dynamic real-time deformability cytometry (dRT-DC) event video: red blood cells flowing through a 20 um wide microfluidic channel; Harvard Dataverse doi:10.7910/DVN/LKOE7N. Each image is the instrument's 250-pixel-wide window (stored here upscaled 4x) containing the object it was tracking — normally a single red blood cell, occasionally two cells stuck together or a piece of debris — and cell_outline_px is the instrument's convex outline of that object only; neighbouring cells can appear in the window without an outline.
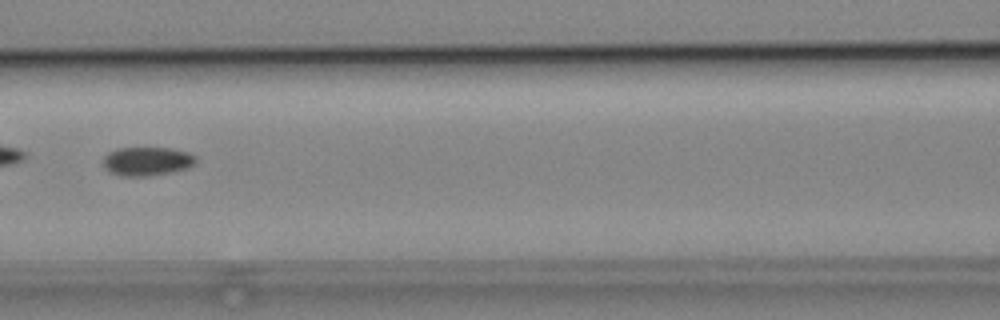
{"species": "common noctule bat (a hibernating species)", "species_latin": "Nyctalus noctula", "temperature_condition": "cold", "stored_images_in_passage": 8, "camera_frame_rate_fps": 3000, "um_per_image_px": 0.085, "animal": {"sex": "male", "body_mass_g": 19.2, "forearm_length_mm": 51.8}, "frame": {"image": 1, "passage_image": 5, "time_ms": 5.667, "image_size_px": [1000, 320], "cell_outline_px": [[196, 164], [188, 168], [148, 176], [120, 176], [108, 172], [104, 168], [104, 156], [108, 152], [116, 148], [172, 148], [188, 152], [196, 156]], "centroid_in_image_um": [12.49, 13.7], "position_along_channel_um": 154.1, "area_um2": 15.66}}
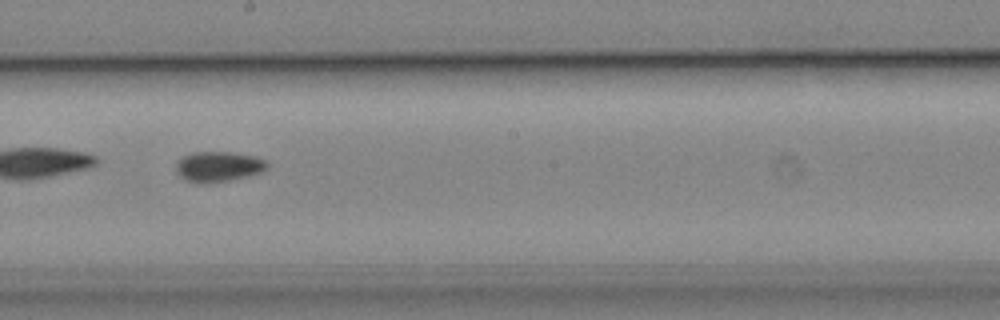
{"frame": {"image": 2, "passage_image": 7, "time_ms": 7.667, "image_size_px": [1000, 320], "cell_outline_px": [[268, 168], [264, 172], [248, 176], [228, 180], [184, 180], [176, 172], [176, 160], [192, 152], [232, 152], [256, 156], [264, 160], [268, 164]], "centroid_in_image_um": [18.61, 14.11], "position_along_channel_um": 229.6, "area_um2": 15.66}}
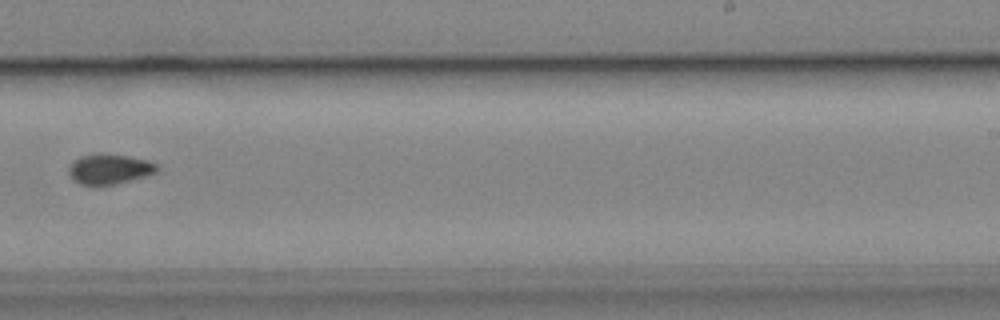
{"frame": {"image": 3, "passage_image": 8, "time_ms": 9.0, "image_size_px": [1000, 320], "cell_outline_px": [[160, 168], [156, 172], [144, 176], [116, 184], [80, 184], [72, 180], [68, 172], [68, 168], [72, 160], [80, 156], [100, 152], [128, 156], [148, 160], [156, 164]], "centroid_in_image_um": [9.26, 14.34], "position_along_channel_um": 279.7, "area_um2": 15.61}}